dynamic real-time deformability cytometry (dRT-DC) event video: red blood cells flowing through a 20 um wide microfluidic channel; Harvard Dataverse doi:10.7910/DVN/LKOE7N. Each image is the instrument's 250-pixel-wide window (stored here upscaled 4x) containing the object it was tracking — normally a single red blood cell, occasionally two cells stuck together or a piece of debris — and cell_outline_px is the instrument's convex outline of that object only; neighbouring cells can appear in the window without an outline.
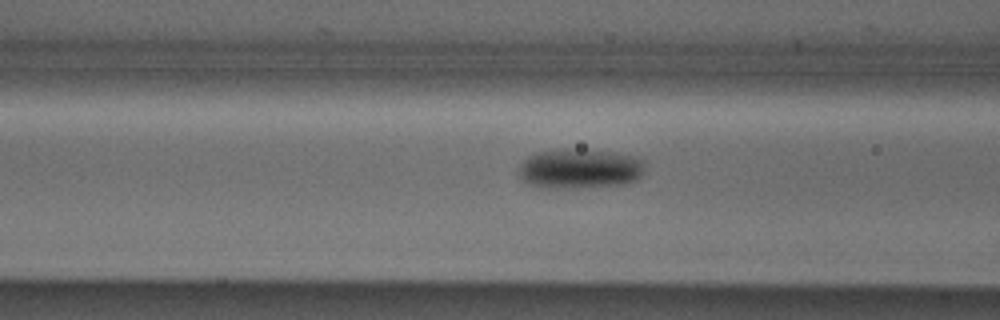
{"species": "Egyptian fruit bat (a non-hibernating species)", "species_latin": "Rousettus aegyptiacus", "temperature_condition": "cold", "stored_images_in_passage": 12, "camera_frame_rate_fps": 3000, "um_per_image_px": 0.085, "animal": {"sex": "male"}, "frame": {"image": 1, "passage_image": 10, "time_ms": 3.0, "image_size_px": [1000, 320], "cell_outline_px": [[644, 172], [636, 180], [624, 184], [572, 188], [532, 184], [524, 180], [520, 176], [520, 164], [528, 156], [536, 152], [556, 148], [568, 148], [616, 152], [632, 156], [644, 160]], "centroid_in_image_um": [49.33, 14.29], "position_along_channel_um": 117.3, "area_um2": 29.07}}